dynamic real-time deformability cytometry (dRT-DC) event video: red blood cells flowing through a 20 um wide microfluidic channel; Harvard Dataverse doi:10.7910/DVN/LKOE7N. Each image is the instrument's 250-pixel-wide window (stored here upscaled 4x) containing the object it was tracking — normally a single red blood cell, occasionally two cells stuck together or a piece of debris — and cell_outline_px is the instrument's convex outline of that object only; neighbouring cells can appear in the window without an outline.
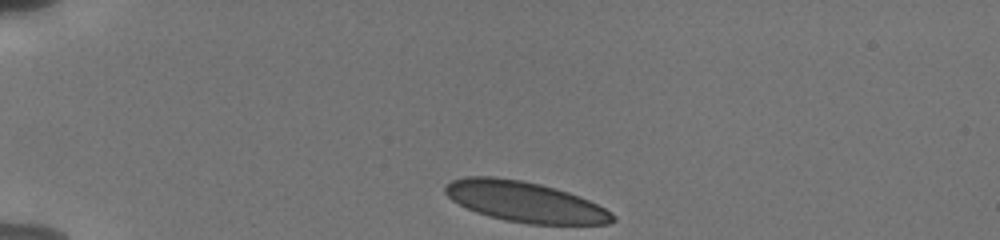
{"species": "human", "species_latin": "Homo sapiens", "temperature_condition": "cold", "stored_images_in_passage": 11, "camera_frame_rate_fps": 3000, "um_per_image_px": 0.085, "donor": {"sex": "male"}, "frame": {"image": 1, "passage_image": 1, "time_ms": 0.0, "image_size_px": [1000, 240], "cell_outline_px": [[616, 220], [608, 224], [528, 224], [504, 220], [488, 216], [476, 212], [452, 200], [444, 192], [444, 184], [452, 180], [464, 176], [492, 176], [520, 180], [540, 184], [568, 192], [580, 196], [612, 212], [616, 216]], "centroid_in_image_um": [44.61, 17.15], "position_along_channel_um": 40.4, "area_um2": 39.54}}
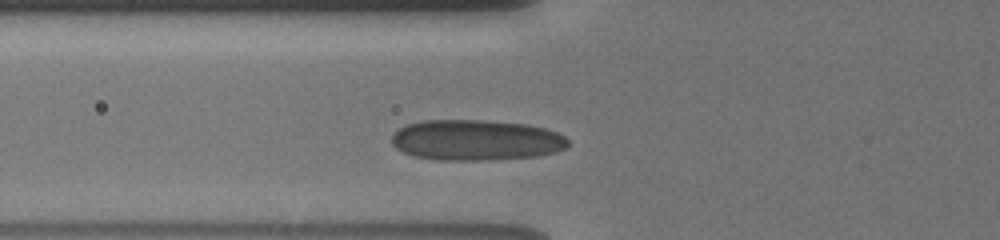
{"frame": {"image": 2, "passage_image": 8, "time_ms": 2.667, "image_size_px": [1000, 240], "cell_outline_px": [[568, 148], [556, 152], [536, 156], [488, 160], [436, 160], [412, 156], [396, 148], [392, 144], [392, 136], [400, 128], [408, 124], [424, 120], [484, 120], [524, 124], [544, 128], [556, 132], [564, 136], [568, 140]], "centroid_in_image_um": [40.46, 11.92], "position_along_channel_um": 85.3, "area_um2": 41.85}}
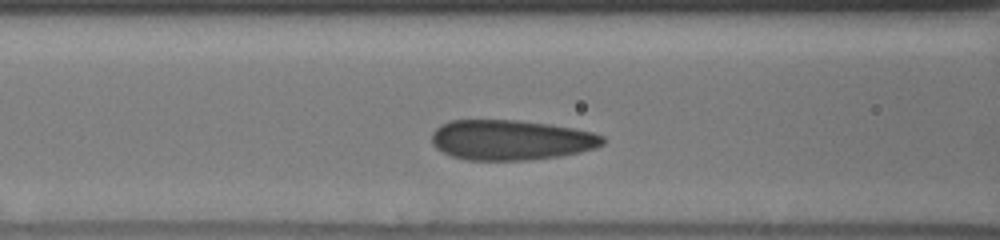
{"frame": {"image": 3, "passage_image": 10, "time_ms": 3.667, "image_size_px": [1000, 240], "cell_outline_px": [[604, 144], [596, 148], [580, 152], [560, 156], [528, 160], [468, 160], [452, 156], [436, 148], [432, 144], [432, 132], [440, 124], [452, 120], [516, 120], [548, 124], [572, 128], [592, 132], [604, 136]], "centroid_in_image_um": [43.43, 11.9], "position_along_channel_um": 123.2, "area_um2": 40.06}}